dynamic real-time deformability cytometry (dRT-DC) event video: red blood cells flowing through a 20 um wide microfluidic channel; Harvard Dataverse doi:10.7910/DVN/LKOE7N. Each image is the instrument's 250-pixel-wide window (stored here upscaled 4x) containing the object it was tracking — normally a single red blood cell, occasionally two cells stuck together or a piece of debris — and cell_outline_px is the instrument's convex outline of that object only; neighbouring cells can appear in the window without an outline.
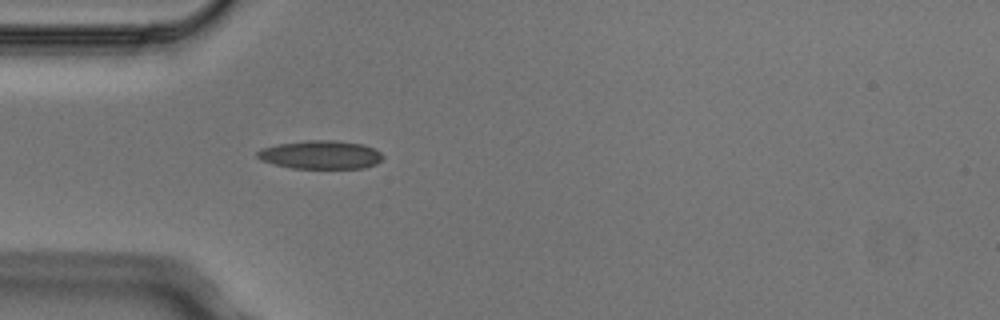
{"species": "Egyptian fruit bat (a non-hibernating species)", "species_latin": "Rousettus aegyptiacus", "temperature_condition": "cold", "stored_images_in_passage": 3, "camera_frame_rate_fps": 3000, "um_per_image_px": 0.085, "animal": {"sex": "male"}, "frame": {"image": 1, "passage_image": 3, "time_ms": 0.667, "image_size_px": [1000, 320], "cell_outline_px": [[384, 156], [376, 164], [364, 168], [292, 168], [272, 164], [260, 160], [256, 156], [256, 152], [260, 148], [280, 144], [308, 140], [336, 140], [364, 144], [376, 148]], "centroid_in_image_um": [27.26, 13.15], "position_along_channel_um": 57.7, "area_um2": 20.98}}